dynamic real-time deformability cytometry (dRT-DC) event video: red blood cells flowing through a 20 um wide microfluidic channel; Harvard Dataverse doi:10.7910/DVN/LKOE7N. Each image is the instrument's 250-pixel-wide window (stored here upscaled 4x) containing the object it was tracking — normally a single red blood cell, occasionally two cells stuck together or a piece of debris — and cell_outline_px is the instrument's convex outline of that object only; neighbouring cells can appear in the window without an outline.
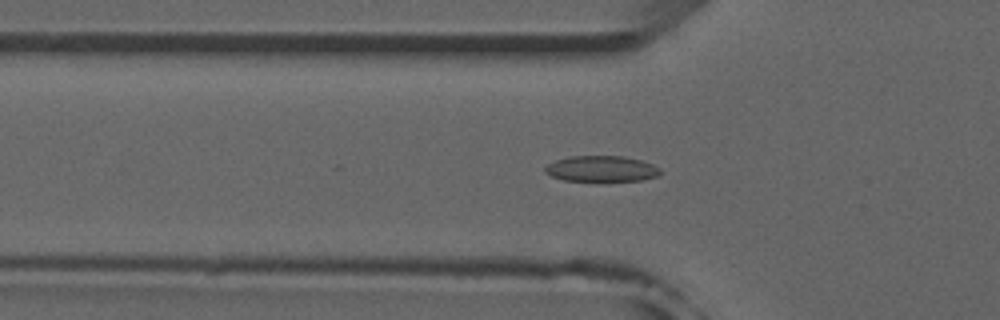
{"species": "common noctule bat (a hibernating species)", "species_latin": "Nyctalus noctula", "temperature_condition": "room temperature", "stored_images_in_passage": 40, "camera_frame_rate_fps": 3000, "um_per_image_px": 0.085, "animal": {"sex": "male", "forearm_length_mm": 52.5}, "frame": {"image": 1, "passage_image": 17, "time_ms": 5.333, "image_size_px": [1000, 320], "cell_outline_px": [[660, 172], [656, 176], [640, 180], [564, 180], [552, 176], [544, 172], [544, 168], [548, 164], [556, 160], [568, 156], [624, 156], [640, 160], [652, 164], [660, 168]], "centroid_in_image_um": [51.09, 14.33], "position_along_channel_um": 74.7, "area_um2": 17.05}}
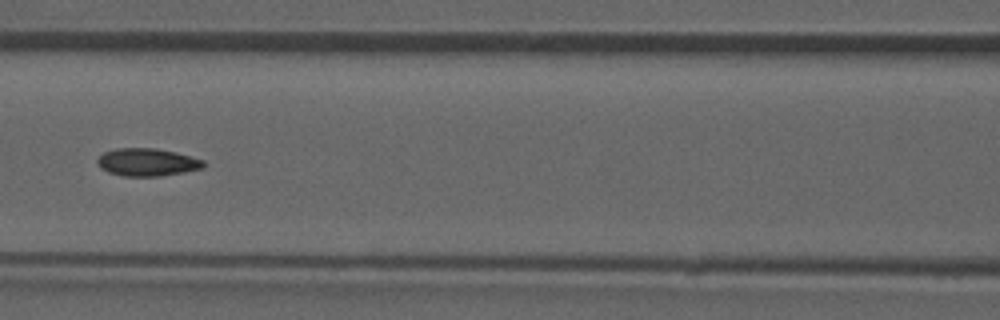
{"frame": {"image": 2, "passage_image": 23, "time_ms": 7.333, "image_size_px": [1000, 320], "cell_outline_px": [[204, 168], [184, 172], [160, 176], [124, 176], [108, 172], [100, 168], [96, 164], [96, 160], [104, 152], [116, 148], [156, 148], [176, 152], [204, 160]], "centroid_in_image_um": [12.49, 13.78], "position_along_channel_um": 154.1, "area_um2": 17.22}}
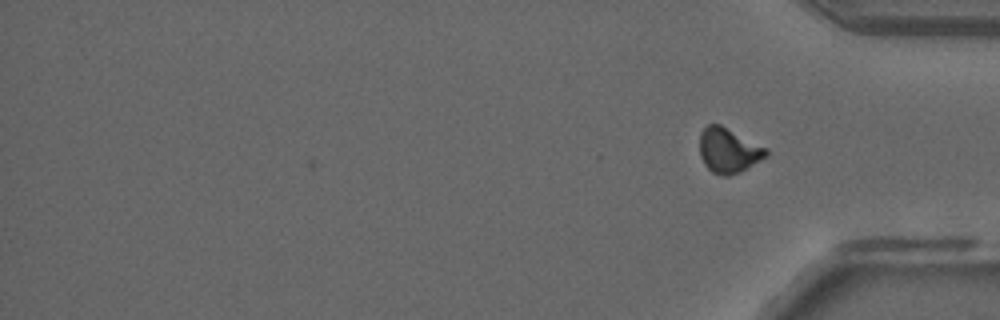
{"frame": {"image": 3, "passage_image": 40, "time_ms": 13.0, "image_size_px": [1000, 320], "cell_outline_px": [[768, 152], [764, 156], [740, 172], [728, 176], [724, 176], [712, 172], [704, 164], [700, 156], [700, 132], [708, 124], [720, 124], [768, 148]], "centroid_in_image_um": [61.89, 12.77], "position_along_channel_um": 373.3, "area_um2": 17.17}, "authors_computed_cell_mechanics": {"area_um2": 17.1955, "velocity_mm_per_s": 3.9311, "shape_relaxation_time_tau1_ms": null, "shape_relaxation_time_tau2_ms": 4.4701, "deformation_change_tau1": null, "deformation_change_tau2": 0.0672}}